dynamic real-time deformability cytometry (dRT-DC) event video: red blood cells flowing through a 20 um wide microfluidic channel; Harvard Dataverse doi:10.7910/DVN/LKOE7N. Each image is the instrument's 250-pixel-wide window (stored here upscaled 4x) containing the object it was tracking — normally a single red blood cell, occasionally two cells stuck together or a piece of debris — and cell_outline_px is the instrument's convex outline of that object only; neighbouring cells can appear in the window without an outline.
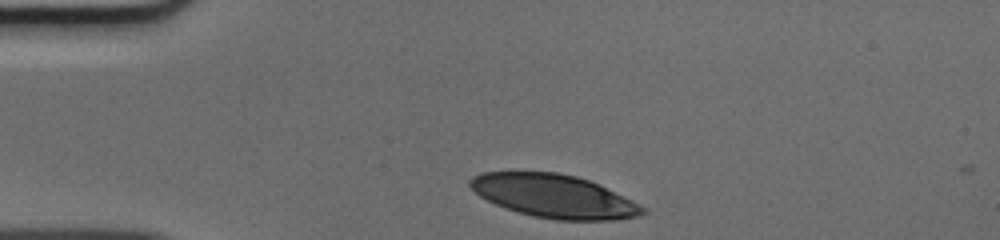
{"species": "human", "species_latin": "Homo sapiens", "temperature_condition": "cold", "stored_images_in_passage": 31, "camera_frame_rate_fps": 3000, "um_per_image_px": 0.085, "donor": {"sex": "male"}, "frame": {"image": 1, "passage_image": 1, "time_ms": 0.0, "image_size_px": [1000, 240], "cell_outline_px": [[648, 212], [640, 216], [616, 220], [556, 220], [532, 216], [516, 212], [504, 208], [480, 196], [468, 184], [468, 180], [472, 176], [480, 172], [556, 172], [576, 176], [600, 184], [648, 208]], "centroid_in_image_um": [47.12, 16.68], "position_along_channel_um": 37.9, "area_um2": 43.81}}
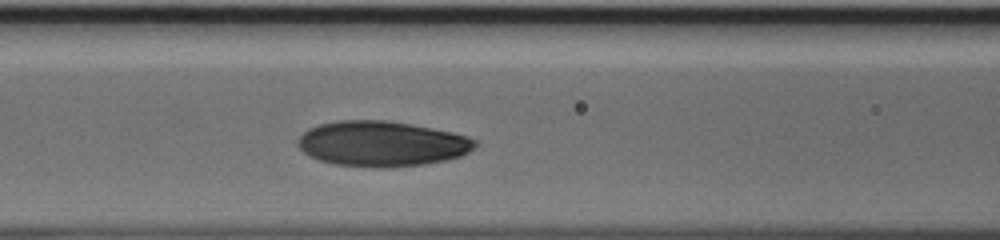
{"frame": {"image": 2, "passage_image": 11, "time_ms": 3.333, "image_size_px": [1000, 240], "cell_outline_px": [[480, 144], [476, 148], [460, 156], [444, 160], [424, 164], [380, 168], [372, 168], [336, 164], [320, 160], [304, 152], [296, 144], [296, 140], [308, 128], [320, 124], [340, 120], [384, 120], [412, 124], [452, 132], [468, 136], [480, 140]], "centroid_in_image_um": [32.49, 12.21], "position_along_channel_um": 134.1, "area_um2": 46.99}}
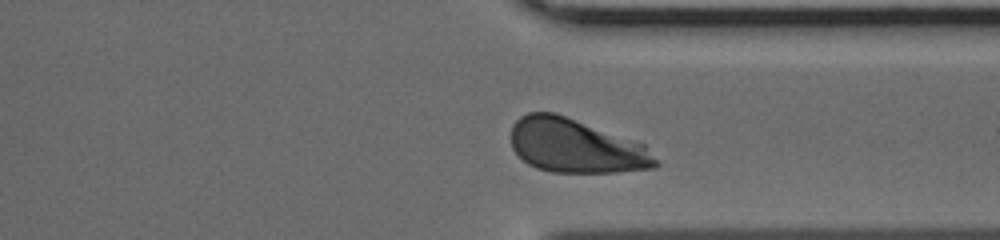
{"frame": {"image": 3, "passage_image": 28, "time_ms": 9.0, "image_size_px": [1000, 240], "cell_outline_px": [[660, 164], [656, 168], [620, 172], [552, 172], [536, 168], [528, 164], [512, 148], [512, 124], [520, 116], [528, 112], [556, 112], [644, 144], [660, 160]], "centroid_in_image_um": [48.98, 12.41], "position_along_channel_um": 362.4, "area_um2": 45.66}}